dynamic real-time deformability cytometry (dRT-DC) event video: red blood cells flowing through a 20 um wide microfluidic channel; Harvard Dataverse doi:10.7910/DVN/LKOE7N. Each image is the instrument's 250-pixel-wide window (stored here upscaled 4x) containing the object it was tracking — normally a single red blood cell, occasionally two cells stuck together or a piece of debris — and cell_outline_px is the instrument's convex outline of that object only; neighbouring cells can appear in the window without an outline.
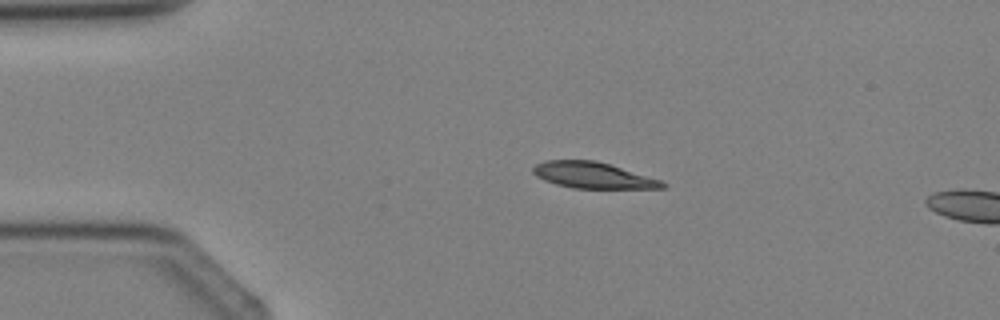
{"species": "Egyptian fruit bat (a non-hibernating species)", "species_latin": "Rousettus aegyptiacus", "temperature_condition": "cold", "stored_images_in_passage": 3, "camera_frame_rate_fps": 3000, "um_per_image_px": 0.085, "animal": {"sex": "female"}, "frame": {"image": 1, "passage_image": 2, "time_ms": 1.333, "image_size_px": [1000, 320], "cell_outline_px": [[668, 184], [664, 188], [572, 188], [556, 184], [544, 180], [536, 176], [532, 172], [532, 168], [536, 164], [548, 160], [596, 160], [660, 180]], "centroid_in_image_um": [50.37, 14.9], "position_along_channel_um": 34.6, "area_um2": 19.48}}